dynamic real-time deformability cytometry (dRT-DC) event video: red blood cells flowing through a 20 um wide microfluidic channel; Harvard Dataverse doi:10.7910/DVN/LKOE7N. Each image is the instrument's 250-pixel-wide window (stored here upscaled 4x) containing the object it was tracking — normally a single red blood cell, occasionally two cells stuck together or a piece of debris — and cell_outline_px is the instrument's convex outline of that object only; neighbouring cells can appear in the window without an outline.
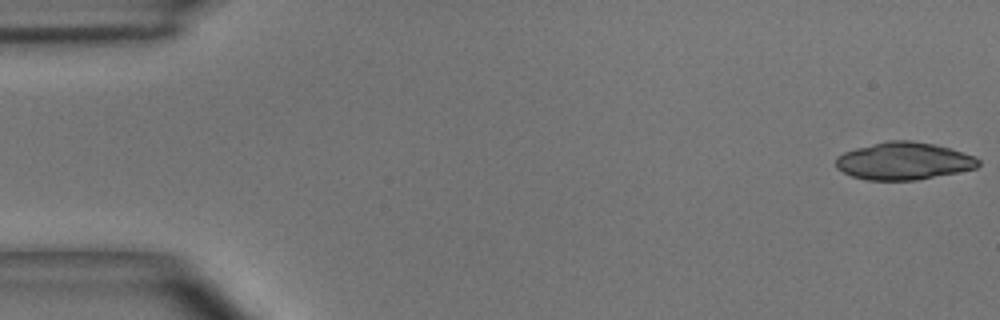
{"species": "common noctule bat (a hibernating species)", "species_latin": "Nyctalus noctula", "temperature_condition": "room temperature", "stored_images_in_passage": 28, "camera_frame_rate_fps": 3000, "um_per_image_px": 0.085, "animal": {"sex": "male", "body_mass_g": 15.6}, "frame": {"image": 1, "passage_image": 1, "time_ms": 0.0, "image_size_px": [1000, 320], "cell_outline_px": [[980, 164], [976, 168], [916, 180], [868, 180], [852, 176], [836, 168], [836, 156], [844, 152], [856, 148], [888, 140], [912, 140], [932, 144], [948, 148], [976, 156], [980, 160]], "centroid_in_image_um": [76.81, 13.68], "position_along_channel_um": 8.2, "area_um2": 30.92}}